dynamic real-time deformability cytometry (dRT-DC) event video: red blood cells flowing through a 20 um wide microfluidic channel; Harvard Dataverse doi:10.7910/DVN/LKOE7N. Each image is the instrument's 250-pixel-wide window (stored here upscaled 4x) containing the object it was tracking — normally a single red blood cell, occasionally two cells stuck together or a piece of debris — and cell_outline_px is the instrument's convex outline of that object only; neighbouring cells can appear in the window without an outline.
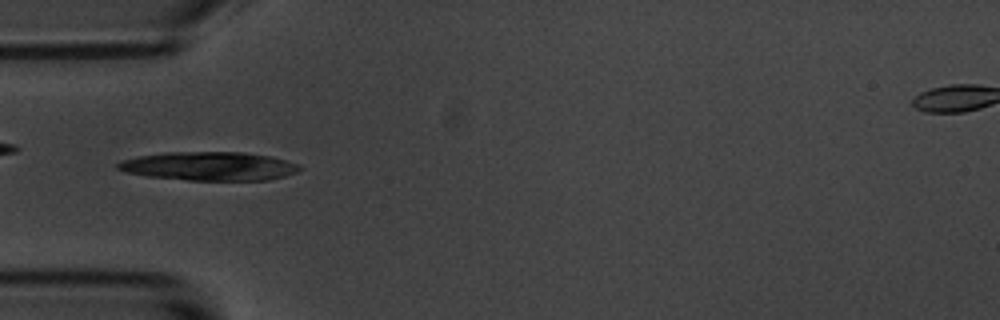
{"species": "common noctule bat (a hibernating species)", "species_latin": "Nyctalus noctula", "temperature_condition": "room temperature", "stored_images_in_passage": 6, "camera_frame_rate_fps": 3000, "um_per_image_px": 0.085, "animal": {"sex": "male", "body_mass_g": 20.1, "forearm_length_mm": 53.5}, "frame": {"image": 1, "passage_image": 6, "time_ms": 5.667, "image_size_px": [1000, 320], "cell_outline_px": [[304, 168], [296, 172], [284, 176], [268, 180], [188, 180], [148, 176], [128, 172], [116, 168], [116, 164], [124, 160], [140, 156], [164, 152], [244, 152], [272, 156], [300, 164]], "centroid_in_image_um": [17.85, 14.12], "position_along_channel_um": 67.1, "area_um2": 30.35}}